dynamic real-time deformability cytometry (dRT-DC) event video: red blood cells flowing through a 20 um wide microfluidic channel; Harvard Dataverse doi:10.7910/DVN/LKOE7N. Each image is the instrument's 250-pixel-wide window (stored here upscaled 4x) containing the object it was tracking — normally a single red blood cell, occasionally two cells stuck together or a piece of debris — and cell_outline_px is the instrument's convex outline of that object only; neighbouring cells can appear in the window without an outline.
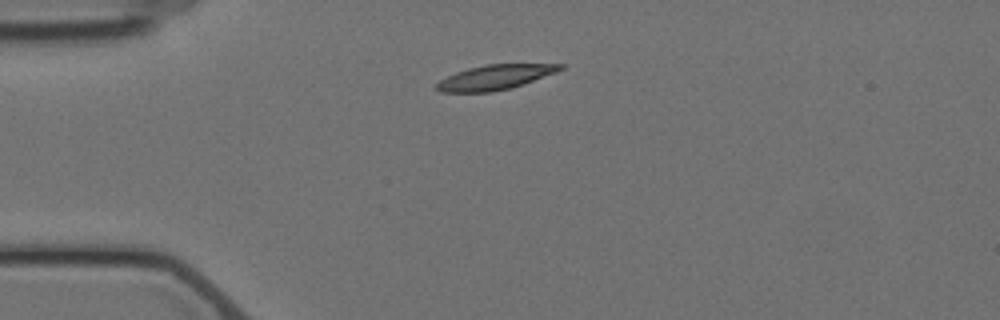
{"species": "Egyptian fruit bat (a non-hibernating species)", "species_latin": "Rousettus aegyptiacus", "temperature_condition": "cold", "stored_images_in_passage": 7, "camera_frame_rate_fps": 3000, "um_per_image_px": 0.085, "animal": {"sex": "female"}, "frame": {"image": 1, "passage_image": 1, "time_ms": 0.0, "image_size_px": [1000, 320], "cell_outline_px": [[564, 68], [556, 72], [524, 84], [512, 88], [492, 92], [440, 92], [436, 88], [436, 84], [440, 80], [456, 72], [468, 68], [484, 64], [564, 64]], "centroid_in_image_um": [42.08, 6.57], "position_along_channel_um": 42.9, "area_um2": 17.86}}
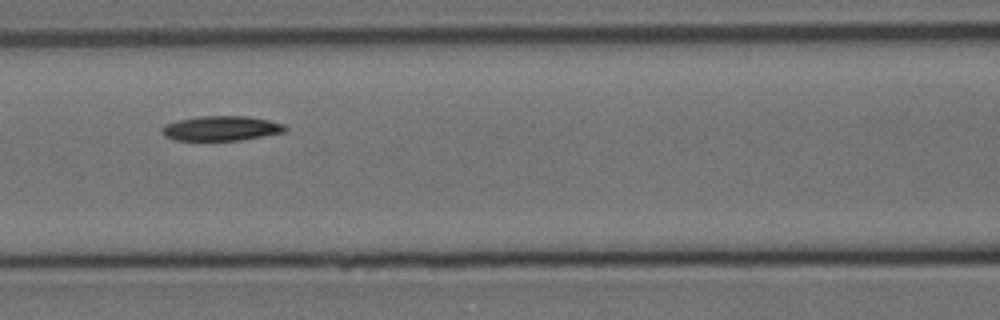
{"frame": {"image": 2, "passage_image": 4, "time_ms": 3.667, "image_size_px": [1000, 320], "cell_outline_px": [[288, 128], [284, 132], [240, 140], [176, 140], [164, 136], [160, 132], [160, 128], [164, 124], [180, 120], [200, 116], [248, 116], [268, 120], [284, 124]], "centroid_in_image_um": [18.78, 10.91], "position_along_channel_um": 147.8, "area_um2": 17.74}}
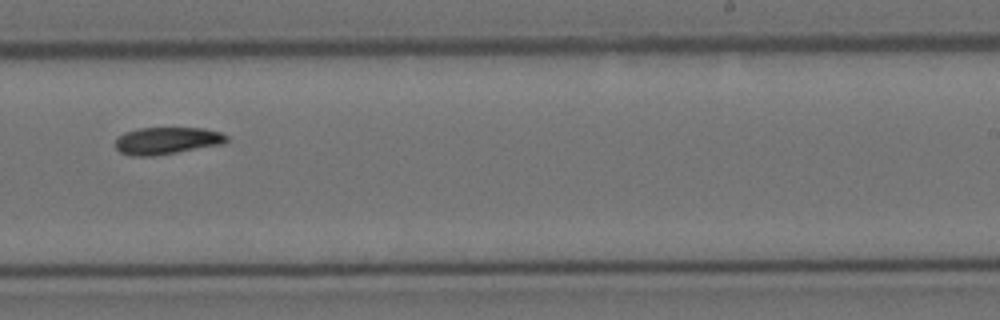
{"frame": {"image": 3, "passage_image": 7, "time_ms": 7.333, "image_size_px": [1000, 320], "cell_outline_px": [[228, 140], [224, 144], [152, 156], [132, 156], [120, 152], [116, 148], [116, 140], [124, 132], [136, 128], [204, 128], [220, 132], [228, 136]], "centroid_in_image_um": [14.2, 11.95], "position_along_channel_um": 274.8, "area_um2": 17.57}}